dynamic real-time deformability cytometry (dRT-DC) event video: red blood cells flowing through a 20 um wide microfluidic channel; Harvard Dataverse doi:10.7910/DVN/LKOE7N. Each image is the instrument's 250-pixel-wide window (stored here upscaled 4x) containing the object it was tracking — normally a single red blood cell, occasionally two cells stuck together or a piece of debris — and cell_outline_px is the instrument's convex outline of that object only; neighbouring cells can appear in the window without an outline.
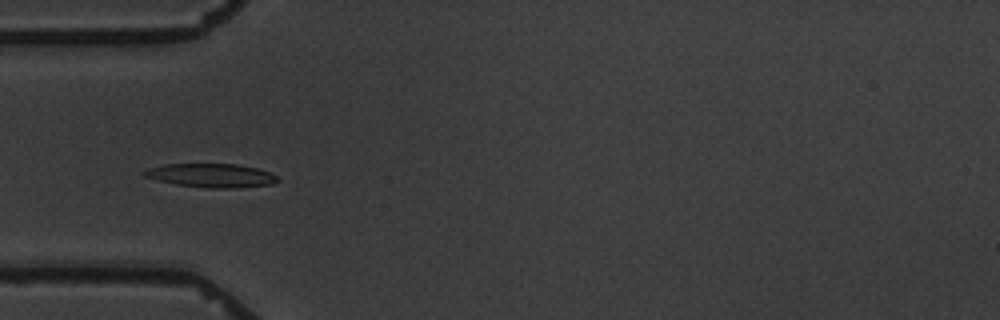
{"species": "common noctule bat (a hibernating species)", "species_latin": "Nyctalus noctula", "temperature_condition": "warm", "stored_images_in_passage": 7, "camera_frame_rate_fps": 3000, "um_per_image_px": 0.085, "animal": {"sex": "male", "body_mass_g": 19.5, "forearm_length_mm": 54.6}, "frame": {"image": 1, "passage_image": 5, "time_ms": 5.667, "image_size_px": [1000, 320], "cell_outline_px": [[280, 180], [272, 184], [236, 188], [208, 188], [176, 184], [156, 180], [144, 176], [140, 172], [148, 168], [164, 164], [236, 164], [256, 168], [268, 172], [276, 176]], "centroid_in_image_um": [17.92, 14.91], "position_along_channel_um": 67.1, "area_um2": 18.44}}
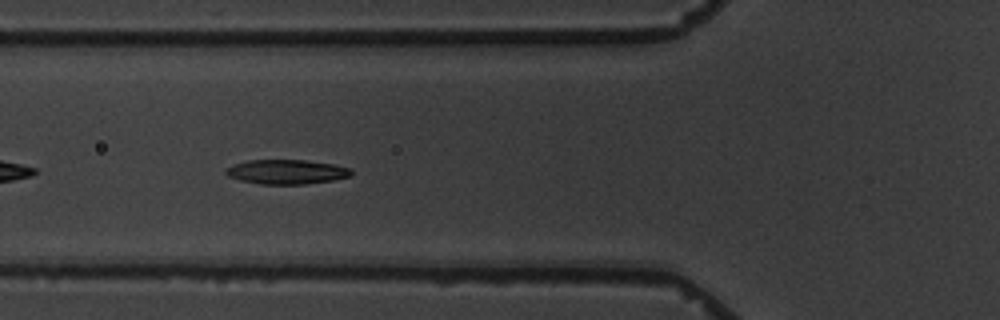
{"frame": {"image": 2, "passage_image": 6, "time_ms": 6.667, "image_size_px": [1000, 320], "cell_outline_px": [[352, 176], [332, 180], [304, 184], [260, 184], [240, 180], [228, 176], [224, 172], [224, 168], [232, 164], [248, 160], [304, 160], [332, 164], [352, 168]], "centroid_in_image_um": [24.33, 14.6], "position_along_channel_um": 101.5, "area_um2": 17.98}}
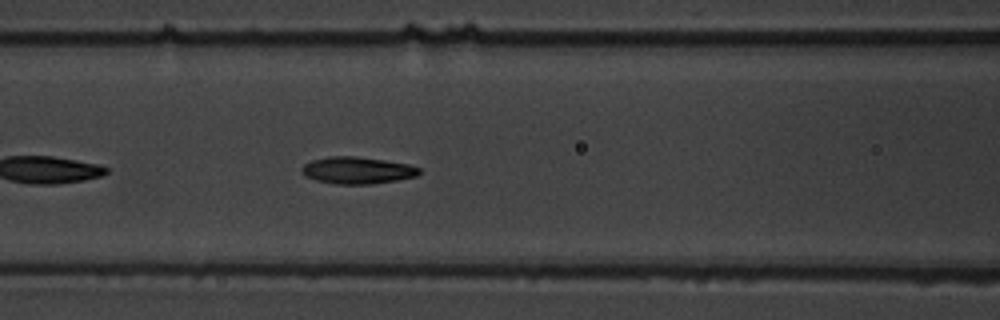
{"frame": {"image": 3, "passage_image": 7, "time_ms": 7.667, "image_size_px": [1000, 320], "cell_outline_px": [[420, 172], [416, 176], [396, 180], [372, 184], [336, 184], [316, 180], [304, 176], [300, 172], [300, 168], [304, 164], [312, 160], [328, 156], [356, 156], [384, 160], [408, 164], [420, 168]], "centroid_in_image_um": [30.32, 14.47], "position_along_channel_um": 136.3, "area_um2": 18.5}}